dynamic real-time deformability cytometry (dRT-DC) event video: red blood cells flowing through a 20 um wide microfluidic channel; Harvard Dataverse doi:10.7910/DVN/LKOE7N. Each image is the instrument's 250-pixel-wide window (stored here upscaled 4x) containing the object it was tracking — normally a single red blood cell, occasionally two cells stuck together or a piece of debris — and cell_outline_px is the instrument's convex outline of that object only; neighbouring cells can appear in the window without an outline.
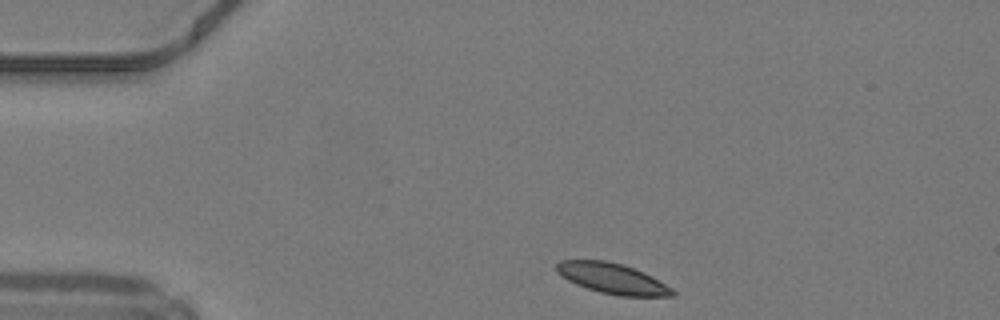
{"species": "common noctule bat (a hibernating species)", "species_latin": "Nyctalus noctula", "temperature_condition": "warm", "stored_images_in_passage": 40, "camera_frame_rate_fps": 3000, "um_per_image_px": 0.085, "animal": {"sex": "male", "body_mass_g": 19.2, "forearm_length_mm": 51.8}, "frame": {"image": 1, "passage_image": 1, "time_ms": 0.0, "image_size_px": [1000, 320], "cell_outline_px": [[676, 296], [620, 296], [600, 292], [576, 284], [568, 280], [556, 272], [556, 264], [560, 260], [604, 260], [624, 264], [644, 272], [652, 276], [672, 288], [676, 292]], "centroid_in_image_um": [52.07, 23.66], "position_along_channel_um": 32.9, "area_um2": 20.63}}
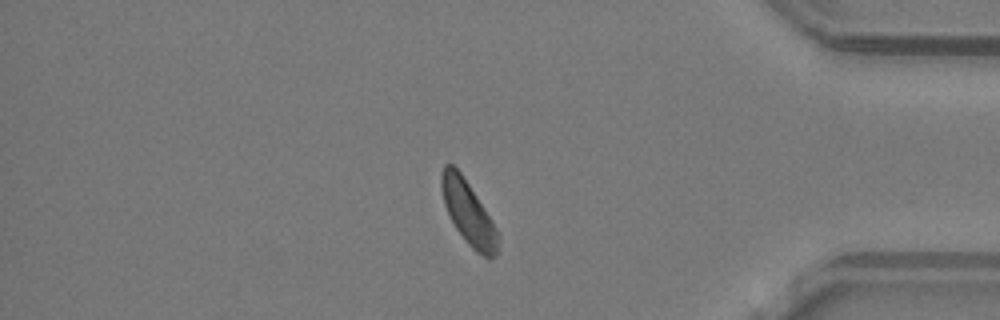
{"frame": {"image": 2, "passage_image": 33, "time_ms": 10.667, "image_size_px": [1000, 320], "cell_outline_px": [[500, 236], [496, 256], [488, 260], [476, 252], [468, 244], [456, 228], [444, 204], [440, 188], [440, 172], [444, 164], [452, 164], [460, 172], [492, 220]], "centroid_in_image_um": [39.81, 18.11], "position_along_channel_um": 395.4, "area_um2": 20.87}}
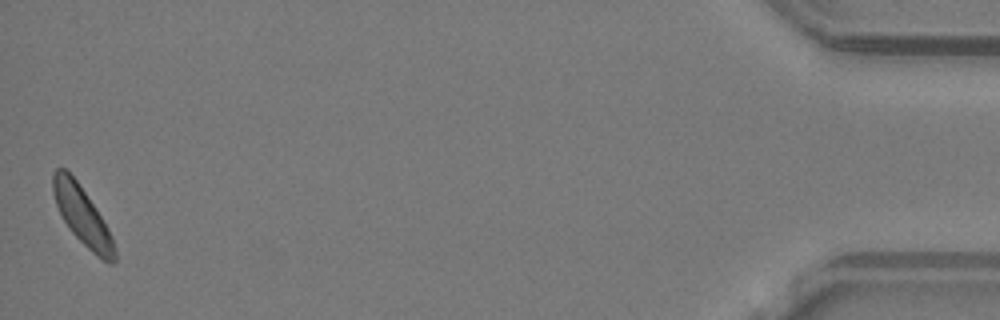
{"frame": {"image": 3, "passage_image": 40, "time_ms": 13.0, "image_size_px": [1000, 320], "cell_outline_px": [[116, 260], [112, 264], [108, 264], [96, 256], [72, 232], [64, 220], [56, 204], [52, 192], [52, 172], [56, 168], [64, 168], [76, 180], [96, 208], [108, 228], [112, 236], [116, 248]], "centroid_in_image_um": [7.01, 18.36], "position_along_channel_um": 428.2, "area_um2": 20.75}, "authors_computed_cell_mechanics": {"area_um2": 20.9525, "velocity_mm_per_s": 4.1719, "shape_relaxation_time_tau1_ms": 2.9592, "shape_relaxation_time_tau2_ms": null, "deformation_change_tau1": 0.0667, "deformation_change_tau2": null}}